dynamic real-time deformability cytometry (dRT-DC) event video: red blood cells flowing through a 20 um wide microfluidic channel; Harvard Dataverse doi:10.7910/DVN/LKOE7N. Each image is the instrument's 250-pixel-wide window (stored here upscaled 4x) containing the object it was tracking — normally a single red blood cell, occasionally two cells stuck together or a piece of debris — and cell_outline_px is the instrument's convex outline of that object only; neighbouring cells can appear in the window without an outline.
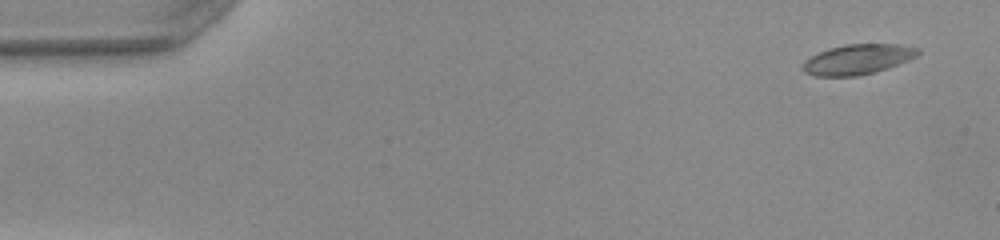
{"species": "common noctule bat (a hibernating species)", "species_latin": "Nyctalus noctula", "temperature_condition": "warm", "stored_images_in_passage": 49, "camera_frame_rate_fps": 3000, "um_per_image_px": 0.085, "animal": {"sex": "female", "body_mass_g": 22.0, "forearm_length_mm": 56.7}, "frame": {"image": 1, "passage_image": 1, "time_ms": 0.0, "image_size_px": [1000, 240], "cell_outline_px": [[920, 52], [916, 56], [908, 60], [888, 68], [860, 76], [812, 76], [804, 72], [800, 68], [804, 60], [828, 48], [848, 44], [900, 44], [920, 48]], "centroid_in_image_um": [72.88, 5.05], "position_along_channel_um": 12.1, "area_um2": 20.35}}
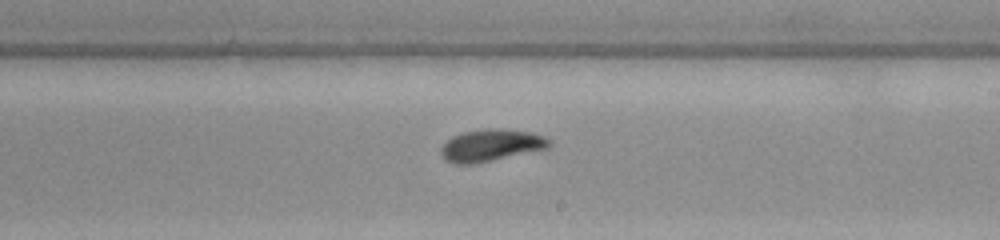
{"frame": {"image": 2, "passage_image": 28, "time_ms": 9.0, "image_size_px": [1000, 240], "cell_outline_px": [[552, 144], [548, 148], [476, 164], [456, 164], [444, 160], [440, 152], [440, 148], [452, 136], [464, 132], [484, 128], [496, 128], [532, 132], [544, 136], [552, 140]], "centroid_in_image_um": [41.75, 12.35], "position_along_channel_um": 247.3, "area_um2": 20.4}}
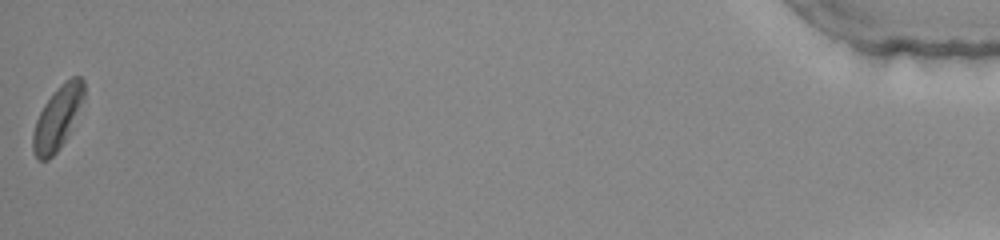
{"frame": {"image": 3, "passage_image": 49, "time_ms": 16.0, "image_size_px": [1000, 240], "cell_outline_px": [[84, 96], [64, 140], [56, 152], [48, 160], [40, 160], [32, 152], [32, 132], [36, 120], [44, 104], [72, 76], [80, 76], [84, 80]], "centroid_in_image_um": [4.84, 10.06], "position_along_channel_um": 430.4, "area_um2": 17.8}, "authors_computed_cell_mechanics": {"area_um2": 19.7676, "velocity_mm_per_s": 4.0128, "shape_relaxation_time_tau1_ms": 2.38, "shape_relaxation_time_tau2_ms": 2.872, "deformation_change_tau1": 0.1187, "deformation_change_tau2": 0.0829}}